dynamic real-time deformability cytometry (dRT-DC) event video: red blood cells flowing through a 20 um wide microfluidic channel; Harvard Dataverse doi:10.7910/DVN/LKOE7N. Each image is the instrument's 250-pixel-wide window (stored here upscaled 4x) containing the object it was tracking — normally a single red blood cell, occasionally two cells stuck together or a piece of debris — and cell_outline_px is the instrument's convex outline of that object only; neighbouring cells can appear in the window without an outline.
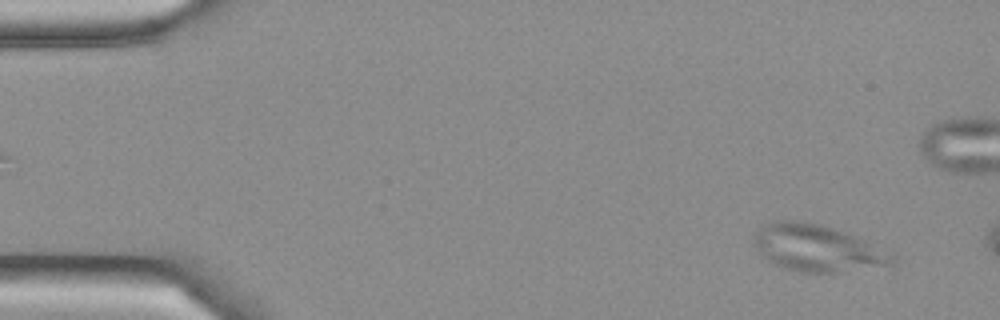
{"species": "Egyptian fruit bat (a non-hibernating species)", "species_latin": "Rousettus aegyptiacus", "temperature_condition": "cold", "stored_images_in_passage": 9, "camera_frame_rate_fps": 3000, "um_per_image_px": 0.085, "frame": {"image": 1, "passage_image": 3, "time_ms": 0.667, "image_size_px": [1000, 320], "cell_outline_px": [[896, 264], [840, 272], [800, 272], [784, 268], [772, 264], [752, 244], [752, 236], [756, 228], [772, 220], [792, 220], [820, 224], [844, 232], [864, 240], [892, 252], [896, 256]], "centroid_in_image_um": [69.43, 21.08], "position_along_channel_um": 15.6, "area_um2": 37.97}}